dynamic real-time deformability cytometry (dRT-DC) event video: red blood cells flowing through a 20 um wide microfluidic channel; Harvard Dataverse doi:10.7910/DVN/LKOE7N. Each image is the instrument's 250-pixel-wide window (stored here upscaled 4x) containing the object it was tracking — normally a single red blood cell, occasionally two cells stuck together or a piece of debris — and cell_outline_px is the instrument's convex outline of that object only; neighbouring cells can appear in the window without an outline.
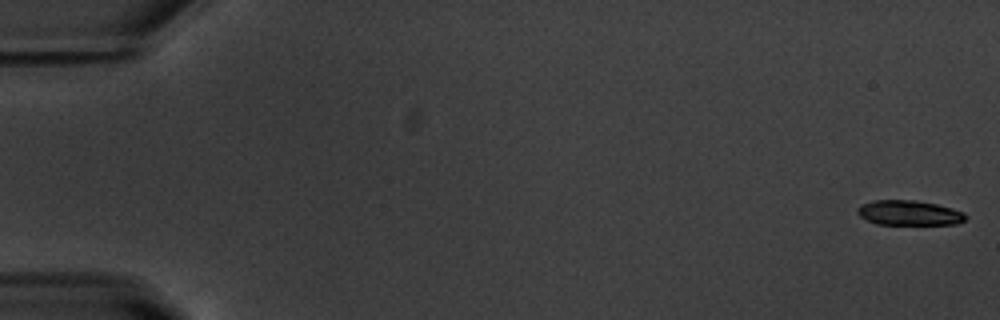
{"species": "common noctule bat (a hibernating species)", "species_latin": "Nyctalus noctula", "temperature_condition": "warm", "stored_images_in_passage": 54, "camera_frame_rate_fps": 3000, "um_per_image_px": 0.085, "animal": {"sex": "male", "body_mass_g": 20.1, "forearm_length_mm": 53.5}, "frame": {"image": 1, "passage_image": 1, "time_ms": 0.0, "image_size_px": [1000, 320], "cell_outline_px": [[968, 216], [964, 220], [956, 224], [876, 224], [860, 216], [856, 212], [856, 208], [860, 204], [872, 200], [916, 200], [936, 204], [952, 208], [964, 212]], "centroid_in_image_um": [77.25, 18.08], "position_along_channel_um": 7.7, "area_um2": 15.78}}
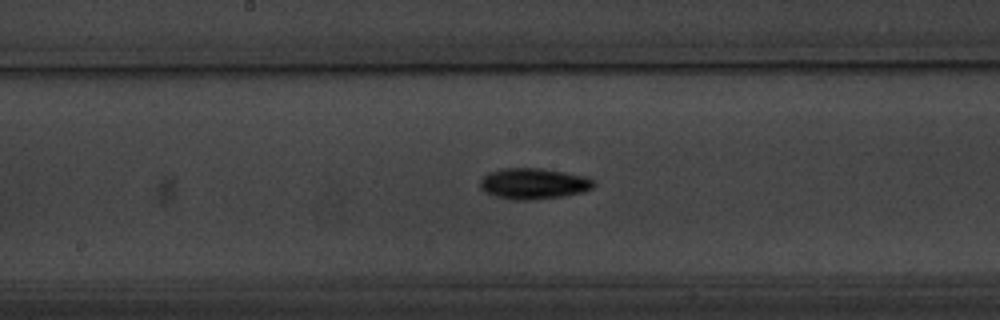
{"frame": {"image": 2, "passage_image": 29, "time_ms": 9.333, "image_size_px": [1000, 320], "cell_outline_px": [[596, 184], [592, 188], [584, 192], [564, 196], [532, 200], [512, 200], [496, 196], [484, 192], [480, 188], [480, 180], [488, 172], [504, 168], [544, 168], [568, 172], [588, 176], [596, 180]], "centroid_in_image_um": [45.41, 15.6], "position_along_channel_um": 202.8, "area_um2": 20.98}}
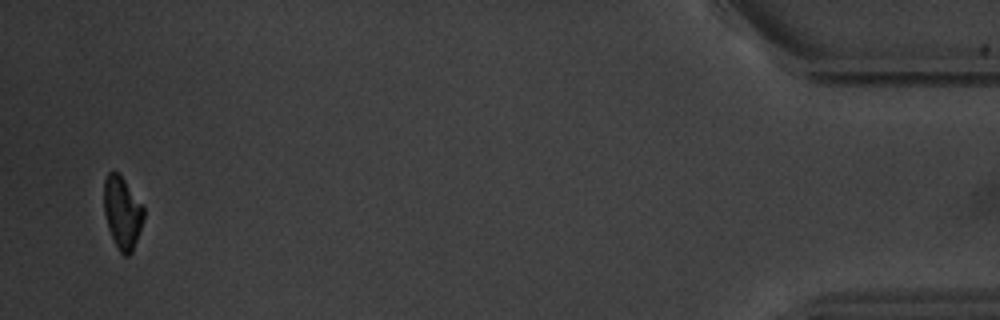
{"frame": {"image": 3, "passage_image": 53, "time_ms": 17.333, "image_size_px": [1000, 320], "cell_outline_px": [[144, 216], [132, 252], [128, 256], [124, 256], [120, 252], [108, 228], [104, 212], [104, 180], [108, 172], [116, 172], [124, 180], [144, 208]], "centroid_in_image_um": [10.38, 18.08], "position_along_channel_um": 424.8, "area_um2": 16.3}, "authors_computed_cell_mechanics": {"area_um2": 18.1781, "velocity_mm_per_s": 3.7685, "shape_relaxation_time_tau1_ms": 3.0775, "shape_relaxation_time_tau2_ms": null, "deformation_change_tau1": 0.1431, "deformation_change_tau2": null}}